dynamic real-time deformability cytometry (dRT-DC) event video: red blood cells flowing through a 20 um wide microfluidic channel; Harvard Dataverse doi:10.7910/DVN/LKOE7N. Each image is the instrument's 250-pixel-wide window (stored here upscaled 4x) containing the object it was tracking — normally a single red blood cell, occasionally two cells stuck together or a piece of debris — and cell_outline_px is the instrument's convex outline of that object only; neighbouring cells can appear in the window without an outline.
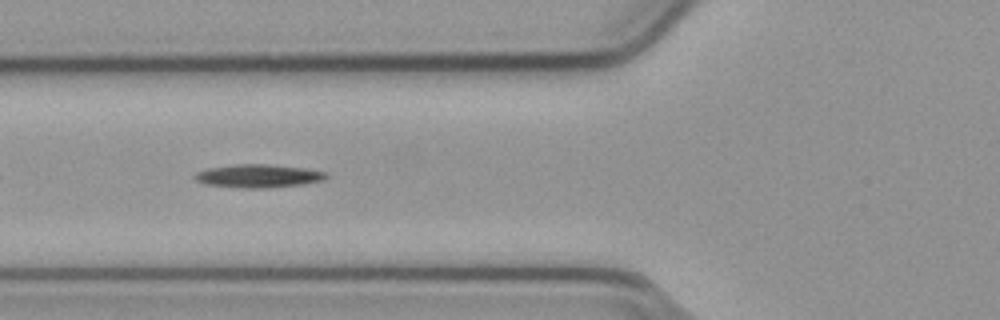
{"species": "common noctule bat (a hibernating species)", "species_latin": "Nyctalus noctula", "temperature_condition": "cold", "stored_images_in_passage": 38, "camera_frame_rate_fps": 3000, "um_per_image_px": 0.085, "animal": {"sex": "male", "body_mass_g": 23.1, "forearm_length_mm": 52.7}, "frame": {"image": 1, "passage_image": 6, "time_ms": 1.667, "image_size_px": [1000, 320], "cell_outline_px": [[328, 176], [324, 180], [304, 184], [260, 188], [248, 188], [204, 184], [196, 180], [192, 176], [196, 172], [208, 168], [236, 164], [268, 164], [304, 168], [324, 172]], "centroid_in_image_um": [21.93, 14.95], "position_along_channel_um": 103.9, "area_um2": 17.63}}
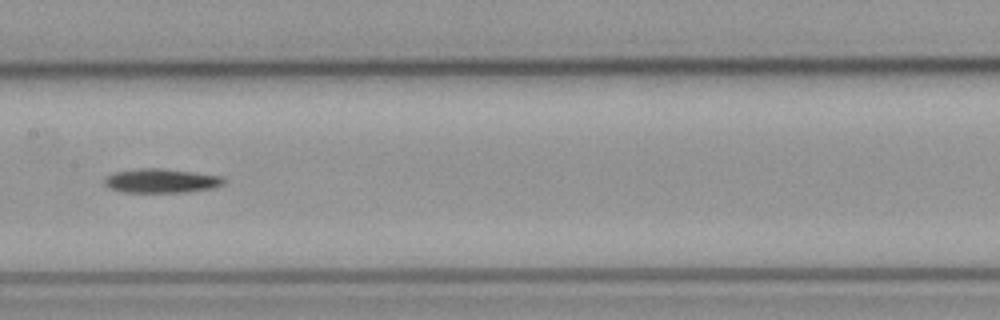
{"frame": {"image": 2, "passage_image": 13, "time_ms": 4.0, "image_size_px": [1000, 320], "cell_outline_px": [[228, 180], [224, 184], [212, 188], [188, 192], [124, 192], [108, 188], [104, 184], [104, 180], [108, 176], [116, 172], [144, 168], [160, 168], [192, 172], [220, 176]], "centroid_in_image_um": [13.73, 15.38], "position_along_channel_um": 193.7, "area_um2": 16.65}}
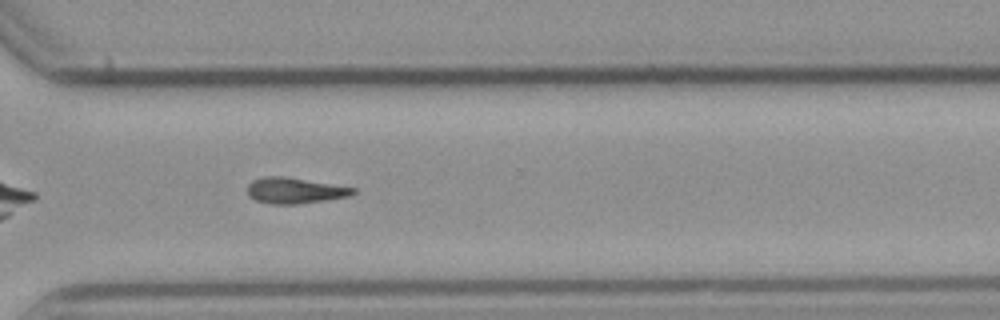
{"frame": {"image": 3, "passage_image": 25, "time_ms": 8.0, "image_size_px": [1000, 320], "cell_outline_px": [[356, 192], [348, 196], [324, 200], [296, 204], [268, 204], [256, 200], [248, 196], [248, 184], [252, 180], [264, 176], [284, 176], [356, 188]], "centroid_in_image_um": [25.01, 16.19], "position_along_channel_um": 345.6, "area_um2": 15.84}}